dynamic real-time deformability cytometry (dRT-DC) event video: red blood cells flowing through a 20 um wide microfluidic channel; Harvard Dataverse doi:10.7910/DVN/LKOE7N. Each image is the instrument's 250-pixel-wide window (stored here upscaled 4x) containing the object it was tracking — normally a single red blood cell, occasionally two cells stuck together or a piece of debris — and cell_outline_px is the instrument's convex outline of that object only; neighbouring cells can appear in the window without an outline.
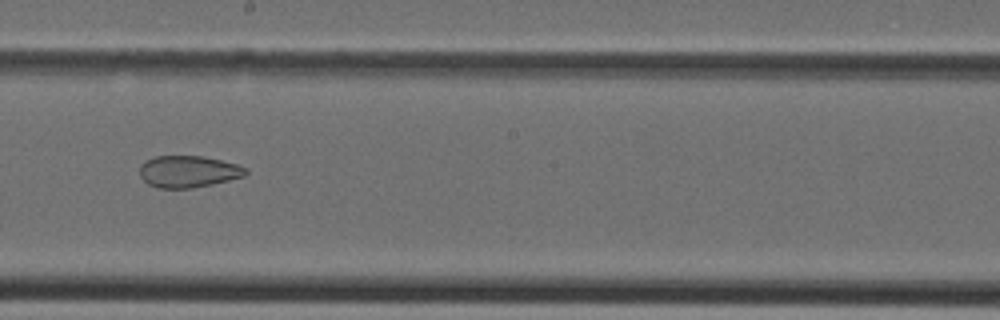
{"species": "Egyptian fruit bat (a non-hibernating species)", "species_latin": "Rousettus aegyptiacus", "temperature_condition": "cold", "stored_images_in_passage": 23, "camera_frame_rate_fps": 3000, "um_per_image_px": 0.085, "animal": {"sex": "female"}, "frame": {"image": 1, "passage_image": 10, "time_ms": 3.0, "image_size_px": [1000, 320], "cell_outline_px": [[248, 172], [244, 176], [212, 184], [192, 188], [156, 188], [148, 184], [140, 176], [140, 164], [144, 160], [156, 156], [204, 156], [236, 164], [248, 168]], "centroid_in_image_um": [15.98, 14.58], "position_along_channel_um": 232.2, "area_um2": 19.71}}
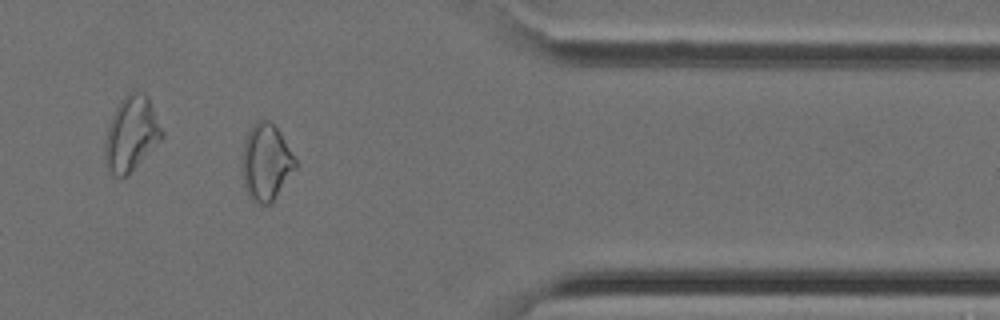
{"frame": {"image": 2, "passage_image": 20, "time_ms": 6.333, "image_size_px": [1000, 320], "cell_outline_px": [[296, 168], [272, 204], [256, 204], [248, 196], [244, 188], [244, 140], [252, 124], [256, 120], [268, 120], [280, 132], [296, 160]], "centroid_in_image_um": [22.63, 13.82], "position_along_channel_um": 388.8, "area_um2": 23.58}}